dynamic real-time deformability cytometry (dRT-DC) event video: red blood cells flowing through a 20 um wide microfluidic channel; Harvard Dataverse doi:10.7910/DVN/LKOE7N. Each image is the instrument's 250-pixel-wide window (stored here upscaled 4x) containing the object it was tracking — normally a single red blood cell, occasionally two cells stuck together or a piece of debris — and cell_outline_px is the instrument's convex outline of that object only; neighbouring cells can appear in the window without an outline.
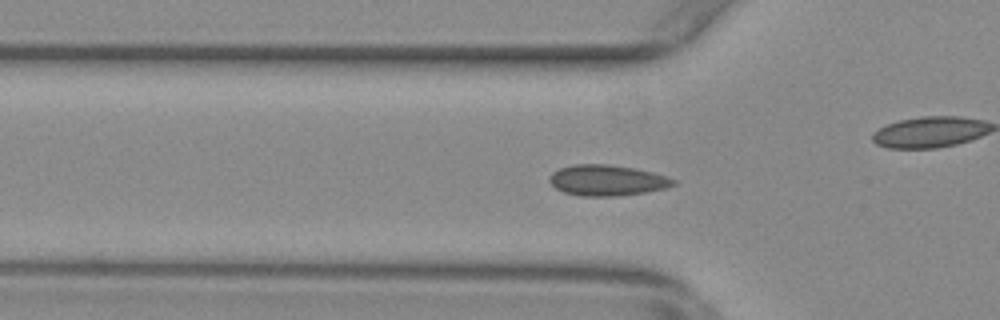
{"species": "common noctule bat (a hibernating species)", "species_latin": "Nyctalus noctula", "temperature_condition": "warm", "stored_images_in_passage": 45, "camera_frame_rate_fps": 3000, "um_per_image_px": 0.085, "animal": {"sex": "female", "body_mass_g": 29.2, "forearm_length_mm": 56.3}, "frame": {"image": 1, "passage_image": 18, "time_ms": 5.667, "image_size_px": [1000, 320], "cell_outline_px": [[676, 184], [668, 188], [644, 192], [616, 196], [580, 196], [564, 192], [556, 188], [548, 180], [548, 176], [552, 172], [560, 168], [572, 164], [608, 164], [636, 168], [668, 176], [676, 180]], "centroid_in_image_um": [51.61, 15.32], "position_along_channel_um": 74.2, "area_um2": 22.43}}
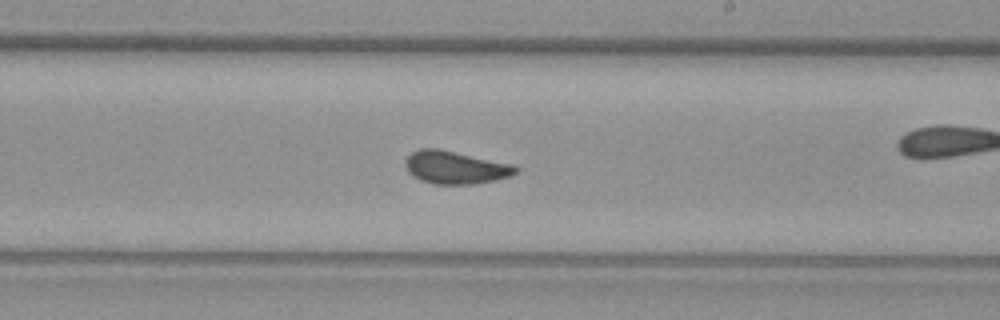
{"frame": {"image": 2, "passage_image": 32, "time_ms": 10.333, "image_size_px": [1000, 320], "cell_outline_px": [[520, 168], [512, 176], [496, 180], [476, 184], [432, 184], [420, 180], [412, 176], [408, 172], [404, 164], [404, 160], [412, 152], [420, 148], [440, 148], [512, 164]], "centroid_in_image_um": [38.69, 14.23], "position_along_channel_um": 250.3, "area_um2": 21.44}}
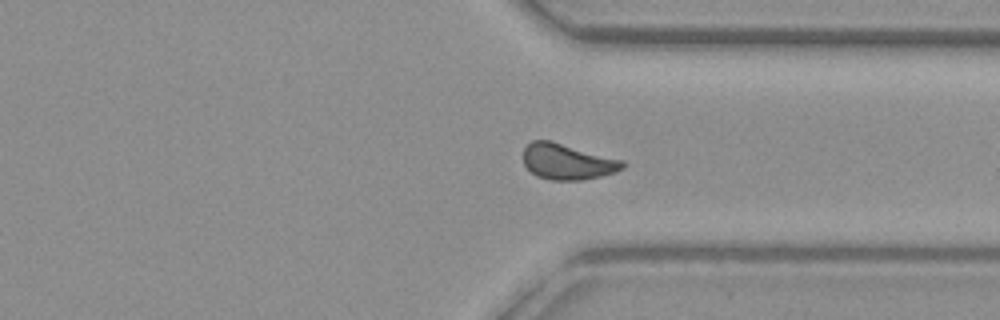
{"frame": {"image": 3, "passage_image": 41, "time_ms": 13.333, "image_size_px": [1000, 320], "cell_outline_px": [[624, 168], [616, 172], [600, 176], [580, 180], [552, 180], [536, 176], [524, 164], [524, 148], [532, 140], [552, 140], [624, 160]], "centroid_in_image_um": [48.24, 13.73], "position_along_channel_um": 363.2, "area_um2": 20.81}}